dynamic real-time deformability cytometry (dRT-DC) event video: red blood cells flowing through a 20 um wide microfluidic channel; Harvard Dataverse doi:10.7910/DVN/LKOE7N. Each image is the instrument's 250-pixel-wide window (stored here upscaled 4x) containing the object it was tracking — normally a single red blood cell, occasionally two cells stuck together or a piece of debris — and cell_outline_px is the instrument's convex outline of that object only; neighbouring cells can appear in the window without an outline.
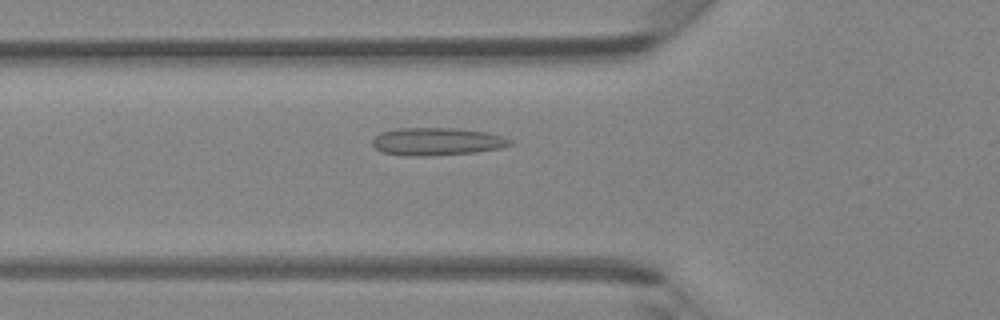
{"species": "Egyptian fruit bat (a non-hibernating species)", "species_latin": "Rousettus aegyptiacus", "temperature_condition": "room temperature", "stored_images_in_passage": 47, "camera_frame_rate_fps": 3000, "um_per_image_px": 0.085, "animal": {"sex": "female"}, "frame": {"image": 1, "passage_image": 17, "time_ms": 5.333, "image_size_px": [1000, 320], "cell_outline_px": [[512, 144], [500, 148], [476, 152], [428, 156], [408, 156], [384, 152], [376, 148], [372, 144], [372, 140], [380, 132], [400, 128], [452, 128], [488, 132], [504, 136], [512, 140]], "centroid_in_image_um": [37.16, 12.03], "position_along_channel_um": 88.6, "area_um2": 22.2}}
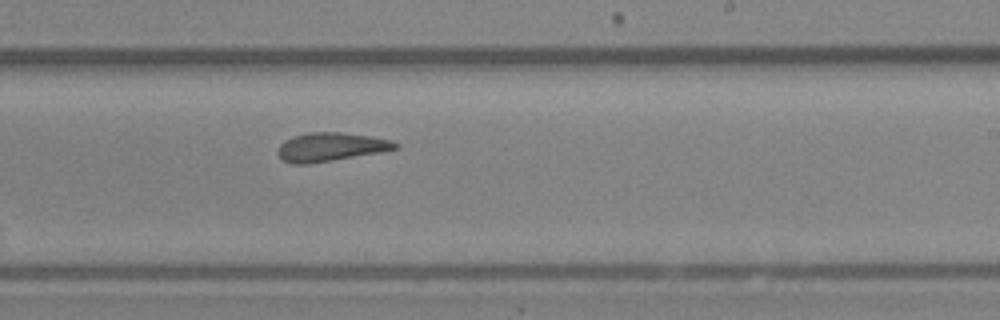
{"frame": {"image": 2, "passage_image": 29, "time_ms": 9.333, "image_size_px": [1000, 320], "cell_outline_px": [[400, 144], [396, 148], [380, 152], [308, 164], [292, 164], [280, 160], [276, 152], [280, 144], [284, 140], [292, 136], [308, 132], [340, 132], [368, 136], [392, 140]], "centroid_in_image_um": [28.03, 12.49], "position_along_channel_um": 261.0, "area_um2": 19.65}}
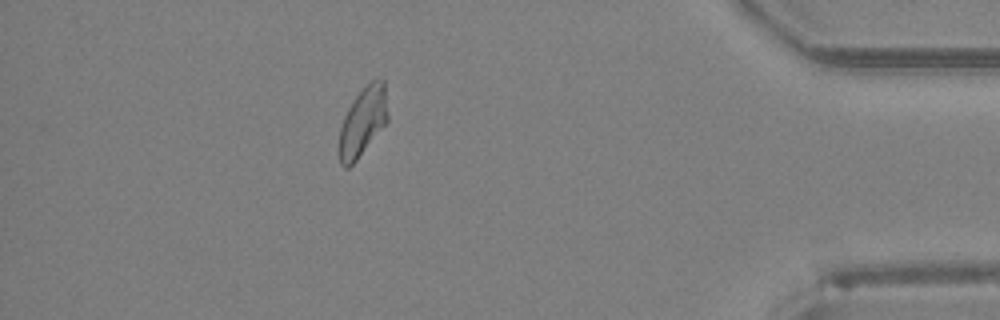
{"frame": {"image": 3, "passage_image": 42, "time_ms": 13.667, "image_size_px": [1000, 320], "cell_outline_px": [[388, 120], [356, 160], [348, 168], [344, 168], [340, 164], [340, 128], [344, 116], [352, 100], [372, 80], [384, 80], [388, 112]], "centroid_in_image_um": [30.84, 10.34], "position_along_channel_um": 404.4, "area_um2": 19.02}, "authors_computed_cell_mechanics": {"area_um2": 20.5768, "velocity_mm_per_s": 4.3212, "shape_relaxation_time_tau1_ms": null, "shape_relaxation_time_tau2_ms": 2.4314, "deformation_change_tau1": null, "deformation_change_tau2": 0.1112}}